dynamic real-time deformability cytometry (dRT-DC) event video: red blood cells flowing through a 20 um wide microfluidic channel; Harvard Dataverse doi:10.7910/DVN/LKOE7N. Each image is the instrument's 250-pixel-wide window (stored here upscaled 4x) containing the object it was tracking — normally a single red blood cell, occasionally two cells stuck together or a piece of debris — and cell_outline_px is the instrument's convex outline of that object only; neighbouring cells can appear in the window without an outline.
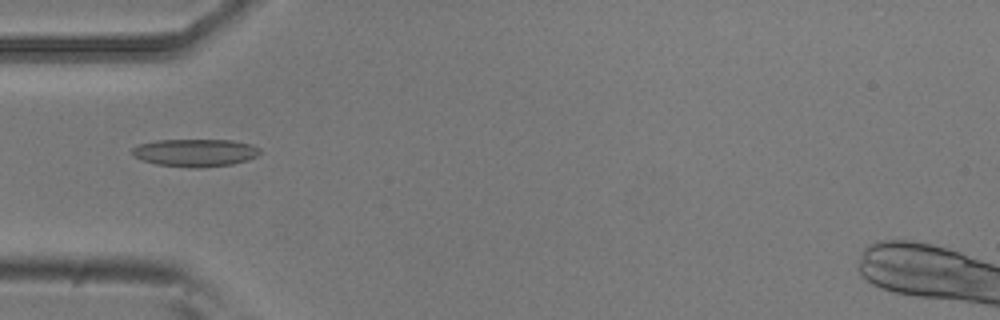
{"species": "common noctule bat (a hibernating species)", "species_latin": "Nyctalus noctula", "temperature_condition": "room temperature", "stored_images_in_passage": 39, "camera_frame_rate_fps": 3000, "um_per_image_px": 0.085, "animal": {"sex": "male", "body_mass_g": 20.5, "forearm_length_mm": 52.5}, "frame": {"image": 1, "passage_image": 2, "time_ms": 0.333, "image_size_px": [1000, 320], "cell_outline_px": [[260, 152], [256, 156], [248, 160], [232, 164], [200, 168], [188, 168], [156, 164], [140, 160], [132, 156], [132, 148], [140, 144], [156, 140], [232, 140], [252, 144], [260, 148]], "centroid_in_image_um": [16.58, 12.98], "position_along_channel_um": 68.4, "area_um2": 20.81}}
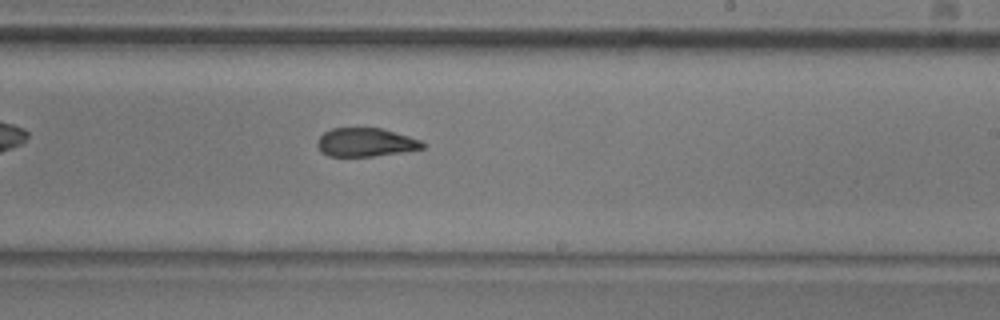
{"frame": {"image": 2, "passage_image": 17, "time_ms": 5.333, "image_size_px": [1000, 320], "cell_outline_px": [[424, 148], [400, 152], [372, 156], [328, 156], [320, 152], [316, 144], [316, 140], [324, 132], [332, 128], [380, 128], [408, 136], [420, 140], [424, 144]], "centroid_in_image_um": [31.01, 12.1], "position_along_channel_um": 258.0, "area_um2": 17.4}}
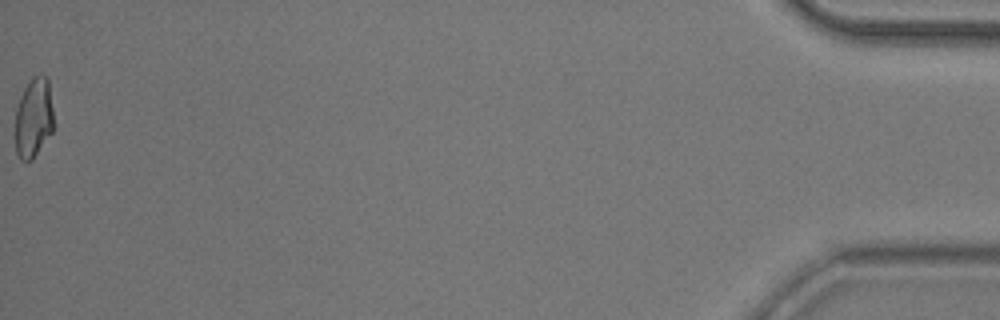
{"frame": {"image": 3, "passage_image": 39, "time_ms": 12.667, "image_size_px": [1000, 320], "cell_outline_px": [[52, 132], [32, 160], [20, 160], [16, 152], [16, 108], [20, 96], [24, 88], [32, 76], [44, 76], [48, 80], [52, 108]], "centroid_in_image_um": [2.84, 10.02], "position_along_channel_um": 432.4, "area_um2": 17.57}, "authors_computed_cell_mechanics": {"area_um2": 18.496, "velocity_mm_per_s": 3.7706, "shape_relaxation_time_tau1_ms": 8.989, "shape_relaxation_time_tau2_ms": 1.6245, "deformation_change_tau1": 0.1901, "deformation_change_tau2": 0.0726}}